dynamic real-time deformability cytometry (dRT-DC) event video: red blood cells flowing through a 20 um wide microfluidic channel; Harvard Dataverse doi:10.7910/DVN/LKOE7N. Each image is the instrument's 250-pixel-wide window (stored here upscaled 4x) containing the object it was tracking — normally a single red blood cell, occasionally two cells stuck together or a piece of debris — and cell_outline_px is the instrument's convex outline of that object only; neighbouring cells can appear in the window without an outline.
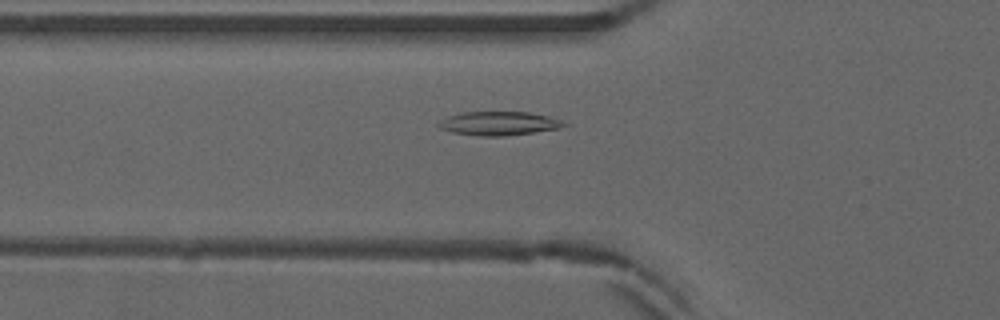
{"species": "common noctule bat (a hibernating species)", "species_latin": "Nyctalus noctula", "temperature_condition": "warm", "stored_images_in_passage": 43, "camera_frame_rate_fps": 3000, "um_per_image_px": 0.085, "animal": {"sex": "male", "forearm_length_mm": 52.5}, "frame": {"image": 1, "passage_image": 9, "time_ms": 2.667, "image_size_px": [1000, 320], "cell_outline_px": [[568, 124], [556, 128], [532, 132], [504, 136], [480, 136], [452, 132], [440, 128], [436, 124], [440, 120], [448, 116], [460, 112], [528, 112], [548, 116], [560, 120]], "centroid_in_image_um": [42.33, 10.48], "position_along_channel_um": 83.5, "area_um2": 17.17}}
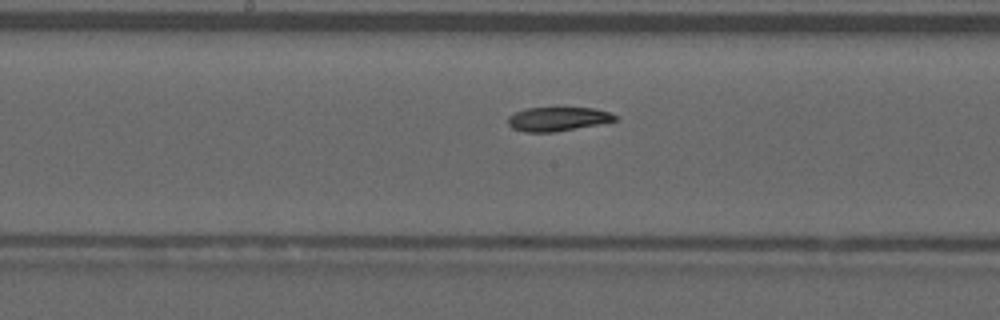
{"frame": {"image": 2, "passage_image": 18, "time_ms": 5.667, "image_size_px": [1000, 320], "cell_outline_px": [[620, 120], [600, 124], [552, 132], [524, 132], [512, 128], [508, 124], [508, 116], [524, 108], [592, 108], [608, 112], [620, 116]], "centroid_in_image_um": [47.43, 10.12], "position_along_channel_um": 200.8, "area_um2": 15.03}}
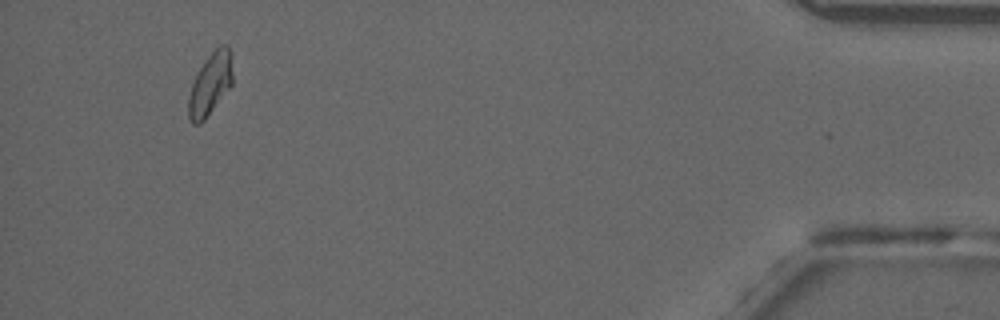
{"frame": {"image": 3, "passage_image": 40, "time_ms": 13.0, "image_size_px": [1000, 320], "cell_outline_px": [[232, 84], [204, 120], [200, 124], [192, 124], [188, 116], [188, 96], [196, 72], [208, 56], [220, 44], [228, 44], [232, 52]], "centroid_in_image_um": [17.87, 7.11], "position_along_channel_um": 417.3, "area_um2": 16.13}, "authors_computed_cell_mechanics": {"area_um2": 16.0106, "velocity_mm_per_s": 3.8886, "shape_relaxation_time_tau1_ms": 8.4883, "shape_relaxation_time_tau2_ms": null, "deformation_change_tau1": 0.1613, "deformation_change_tau2": null}}